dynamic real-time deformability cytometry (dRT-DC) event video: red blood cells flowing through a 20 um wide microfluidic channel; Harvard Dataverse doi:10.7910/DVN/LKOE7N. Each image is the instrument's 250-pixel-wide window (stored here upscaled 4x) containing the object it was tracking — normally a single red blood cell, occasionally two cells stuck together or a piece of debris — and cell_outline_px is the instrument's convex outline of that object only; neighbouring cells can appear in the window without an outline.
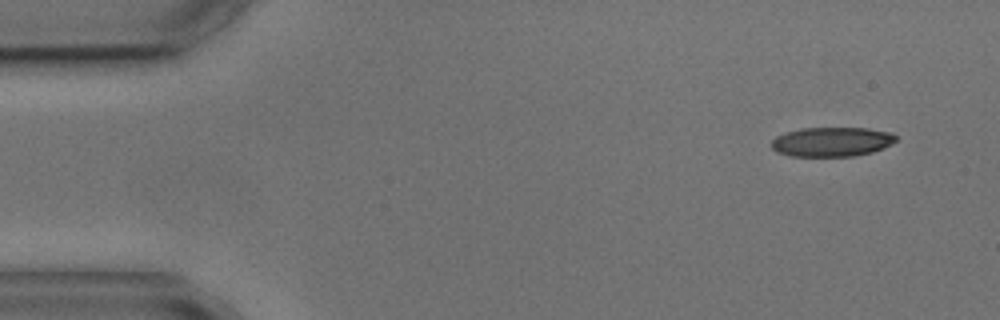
{"species": "common noctule bat (a hibernating species)", "species_latin": "Nyctalus noctula", "temperature_condition": "cold", "stored_images_in_passage": 4, "camera_frame_rate_fps": 3000, "um_per_image_px": 0.085, "animal": {"sex": "male", "body_mass_g": 17.9, "forearm_length_mm": 54.2}, "frame": {"image": 1, "passage_image": 1, "time_ms": 0.0, "image_size_px": [1000, 320], "cell_outline_px": [[896, 140], [892, 144], [884, 148], [872, 152], [852, 156], [788, 156], [776, 152], [772, 148], [772, 140], [776, 136], [784, 132], [800, 128], [868, 128], [892, 132], [896, 136]], "centroid_in_image_um": [70.7, 12.05], "position_along_channel_um": 14.3, "area_um2": 21.56}}
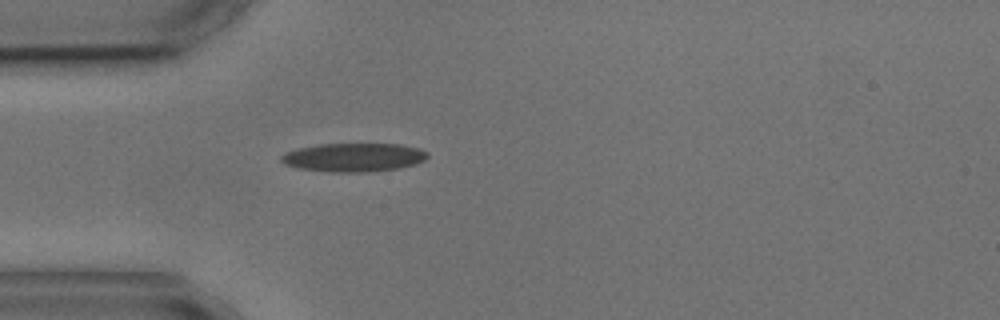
{"frame": {"image": 2, "passage_image": 4, "time_ms": 3.667, "image_size_px": [1000, 320], "cell_outline_px": [[428, 156], [424, 160], [416, 164], [400, 168], [368, 172], [328, 172], [296, 168], [284, 164], [280, 160], [280, 156], [288, 152], [300, 148], [320, 144], [400, 144], [420, 148], [428, 152]], "centroid_in_image_um": [30.09, 13.38], "position_along_channel_um": 54.9, "area_um2": 24.51}}